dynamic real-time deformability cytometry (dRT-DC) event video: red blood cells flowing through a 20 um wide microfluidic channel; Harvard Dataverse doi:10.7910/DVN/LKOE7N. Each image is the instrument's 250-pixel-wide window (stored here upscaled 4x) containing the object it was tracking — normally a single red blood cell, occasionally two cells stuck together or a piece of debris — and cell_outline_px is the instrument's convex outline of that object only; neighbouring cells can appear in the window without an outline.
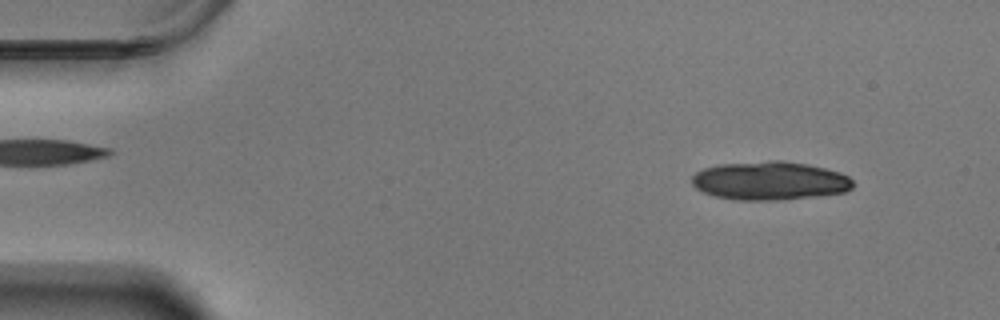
{"species": "Egyptian fruit bat (a non-hibernating species)", "species_latin": "Rousettus aegyptiacus", "temperature_condition": "warm", "stored_images_in_passage": 57, "segment_of_instrument_passage": [1, 2], "camera_frame_rate_fps": 3000, "um_per_image_px": 0.085, "animal": {"sex": "male"}, "frame": {"image": 1, "passage_image": 5, "time_ms": 1.333, "image_size_px": [1000, 320], "cell_outline_px": [[852, 188], [844, 192], [816, 196], [780, 200], [736, 200], [716, 196], [704, 192], [696, 188], [692, 184], [692, 176], [696, 172], [704, 168], [720, 164], [768, 160], [784, 160], [808, 164], [840, 172], [848, 176], [852, 180]], "centroid_in_image_um": [65.43, 15.35], "position_along_channel_um": 19.6, "area_um2": 36.24}}